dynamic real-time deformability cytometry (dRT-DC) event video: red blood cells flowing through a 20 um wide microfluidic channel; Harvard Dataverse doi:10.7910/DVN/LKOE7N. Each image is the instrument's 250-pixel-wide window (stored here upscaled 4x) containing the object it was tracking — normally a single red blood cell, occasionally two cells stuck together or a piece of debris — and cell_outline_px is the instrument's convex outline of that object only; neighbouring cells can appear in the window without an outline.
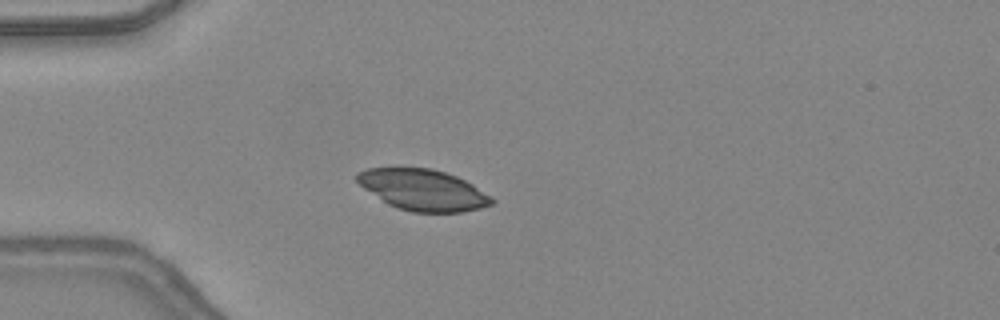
{"species": "common noctule bat (a hibernating species)", "species_latin": "Nyctalus noctula", "temperature_condition": "warm", "stored_images_in_passage": 48, "camera_frame_rate_fps": 3000, "um_per_image_px": 0.085, "animal": {"sex": "female", "body_mass_g": 24.6, "forearm_length_mm": 56.2}, "frame": {"image": 1, "passage_image": 14, "time_ms": 4.333, "image_size_px": [1000, 320], "cell_outline_px": [[496, 200], [492, 204], [480, 208], [464, 212], [412, 212], [396, 208], [388, 204], [364, 188], [356, 180], [356, 172], [368, 168], [432, 168], [456, 176], [472, 184], [492, 196]], "centroid_in_image_um": [35.97, 16.15], "position_along_channel_um": 49.0, "area_um2": 32.19}}